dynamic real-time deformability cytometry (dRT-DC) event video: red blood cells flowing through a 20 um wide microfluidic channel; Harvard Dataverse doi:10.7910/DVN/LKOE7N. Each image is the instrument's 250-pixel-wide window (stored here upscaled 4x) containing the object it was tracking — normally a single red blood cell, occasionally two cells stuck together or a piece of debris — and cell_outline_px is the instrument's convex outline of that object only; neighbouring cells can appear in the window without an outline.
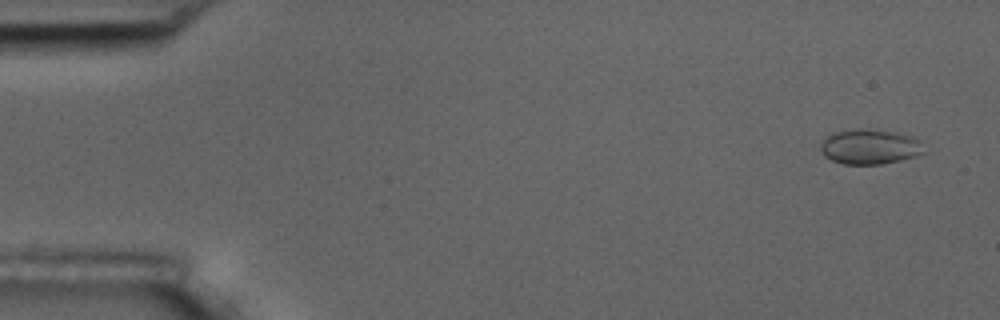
{"species": "common noctule bat (a hibernating species)", "species_latin": "Nyctalus noctula", "temperature_condition": "room temperature", "stored_images_in_passage": 5, "camera_frame_rate_fps": 3000, "um_per_image_px": 0.085, "animal": {"sex": "male", "body_mass_g": 17.5, "forearm_length_mm": 52.3}, "frame": {"image": 1, "passage_image": 1, "time_ms": 0.0, "image_size_px": [1000, 320], "cell_outline_px": [[924, 152], [916, 156], [900, 160], [880, 164], [844, 164], [832, 160], [824, 156], [820, 152], [820, 144], [828, 136], [836, 132], [860, 128], [888, 132], [912, 136], [920, 140]], "centroid_in_image_um": [73.91, 12.49], "position_along_channel_um": 11.1, "area_um2": 20.75}}
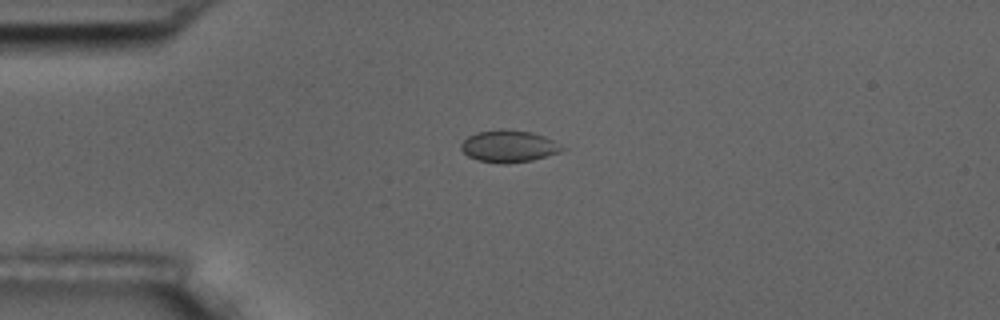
{"frame": {"image": 2, "passage_image": 4, "time_ms": 3.667, "image_size_px": [1000, 320], "cell_outline_px": [[568, 148], [560, 152], [532, 160], [508, 164], [500, 164], [476, 160], [468, 156], [460, 148], [460, 144], [468, 136], [476, 132], [500, 128], [504, 128], [532, 132], [544, 136]], "centroid_in_image_um": [43.24, 12.43], "position_along_channel_um": 41.8, "area_um2": 19.19}}